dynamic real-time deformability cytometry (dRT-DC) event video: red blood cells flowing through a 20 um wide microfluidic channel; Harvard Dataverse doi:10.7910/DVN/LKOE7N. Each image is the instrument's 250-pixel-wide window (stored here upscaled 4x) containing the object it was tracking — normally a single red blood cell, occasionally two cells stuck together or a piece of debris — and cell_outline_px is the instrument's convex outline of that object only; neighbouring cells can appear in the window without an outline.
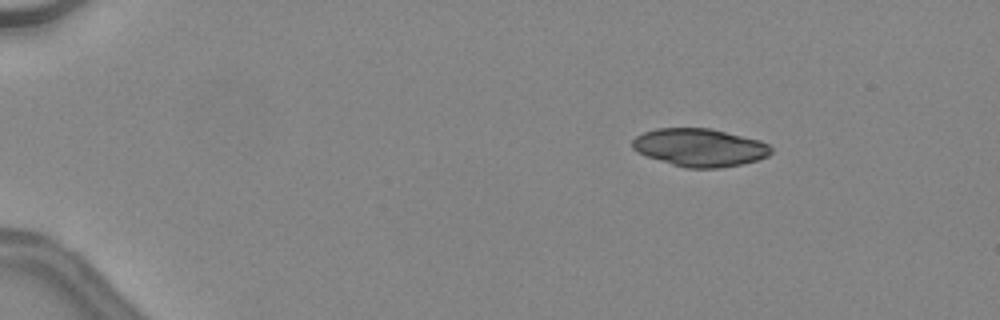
{"species": "common noctule bat (a hibernating species)", "species_latin": "Nyctalus noctula", "temperature_condition": "warm", "stored_images_in_passage": 41, "camera_frame_rate_fps": 3000, "um_per_image_px": 0.085, "animal": {"sex": "female", "body_mass_g": 24.6, "forearm_length_mm": 56.2}, "frame": {"image": 1, "passage_image": 1, "time_ms": 0.0, "image_size_px": [1000, 320], "cell_outline_px": [[772, 152], [768, 156], [756, 160], [740, 164], [720, 168], [688, 168], [672, 164], [636, 152], [632, 148], [632, 140], [636, 136], [644, 132], [656, 128], [712, 128], [760, 140], [768, 144], [772, 148]], "centroid_in_image_um": [59.48, 12.52], "position_along_channel_um": 25.5, "area_um2": 30.63}}